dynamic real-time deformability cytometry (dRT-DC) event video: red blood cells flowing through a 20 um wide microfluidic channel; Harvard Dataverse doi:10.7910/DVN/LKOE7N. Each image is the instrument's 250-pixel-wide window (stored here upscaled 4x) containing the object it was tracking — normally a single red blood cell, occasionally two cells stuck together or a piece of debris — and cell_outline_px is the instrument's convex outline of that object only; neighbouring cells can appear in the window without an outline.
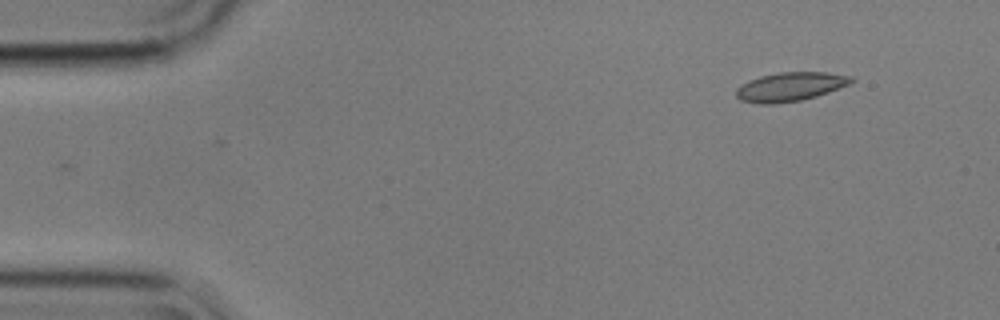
{"species": "common noctule bat (a hibernating species)", "species_latin": "Nyctalus noctula", "temperature_condition": "cold", "stored_images_in_passage": 4, "camera_frame_rate_fps": 3000, "um_per_image_px": 0.085, "animal": {"sex": "male", "body_mass_g": 17.9}, "frame": {"image": 1, "passage_image": 4, "time_ms": 1.0, "image_size_px": [1000, 320], "cell_outline_px": [[856, 80], [848, 84], [828, 92], [816, 96], [800, 100], [772, 104], [760, 104], [740, 100], [736, 96], [736, 88], [748, 80], [760, 76], [780, 72], [824, 72], [856, 76]], "centroid_in_image_um": [67.17, 7.36], "position_along_channel_um": 17.8, "area_um2": 19.42}}